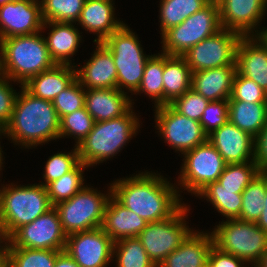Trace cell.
<instances>
[{
    "mask_svg": "<svg viewBox=\"0 0 267 267\" xmlns=\"http://www.w3.org/2000/svg\"><path fill=\"white\" fill-rule=\"evenodd\" d=\"M217 3L222 28L234 31L241 36L259 34L260 31L255 30V27L266 14L267 0H218Z\"/></svg>",
    "mask_w": 267,
    "mask_h": 267,
    "instance_id": "e0dca14e",
    "label": "cell"
},
{
    "mask_svg": "<svg viewBox=\"0 0 267 267\" xmlns=\"http://www.w3.org/2000/svg\"><path fill=\"white\" fill-rule=\"evenodd\" d=\"M228 105V99L210 101L207 104L200 119L202 129L207 136L229 120Z\"/></svg>",
    "mask_w": 267,
    "mask_h": 267,
    "instance_id": "ee69618b",
    "label": "cell"
},
{
    "mask_svg": "<svg viewBox=\"0 0 267 267\" xmlns=\"http://www.w3.org/2000/svg\"><path fill=\"white\" fill-rule=\"evenodd\" d=\"M193 231L157 267H208L213 237L210 232Z\"/></svg>",
    "mask_w": 267,
    "mask_h": 267,
    "instance_id": "7402d4cb",
    "label": "cell"
},
{
    "mask_svg": "<svg viewBox=\"0 0 267 267\" xmlns=\"http://www.w3.org/2000/svg\"><path fill=\"white\" fill-rule=\"evenodd\" d=\"M5 243V245L3 244V246H1L2 243ZM8 242V238L6 237L3 228H2V224H1V220H0V248H6V244Z\"/></svg>",
    "mask_w": 267,
    "mask_h": 267,
    "instance_id": "f907efd6",
    "label": "cell"
},
{
    "mask_svg": "<svg viewBox=\"0 0 267 267\" xmlns=\"http://www.w3.org/2000/svg\"><path fill=\"white\" fill-rule=\"evenodd\" d=\"M54 267H80L65 251H60L56 256Z\"/></svg>",
    "mask_w": 267,
    "mask_h": 267,
    "instance_id": "c3c4849f",
    "label": "cell"
},
{
    "mask_svg": "<svg viewBox=\"0 0 267 267\" xmlns=\"http://www.w3.org/2000/svg\"><path fill=\"white\" fill-rule=\"evenodd\" d=\"M43 23L38 0H16L0 6V40L41 32Z\"/></svg>",
    "mask_w": 267,
    "mask_h": 267,
    "instance_id": "2e32d148",
    "label": "cell"
},
{
    "mask_svg": "<svg viewBox=\"0 0 267 267\" xmlns=\"http://www.w3.org/2000/svg\"><path fill=\"white\" fill-rule=\"evenodd\" d=\"M10 81L12 82L8 77L3 75L0 77V126L3 129L10 121L18 94L11 87Z\"/></svg>",
    "mask_w": 267,
    "mask_h": 267,
    "instance_id": "f6af8a7d",
    "label": "cell"
},
{
    "mask_svg": "<svg viewBox=\"0 0 267 267\" xmlns=\"http://www.w3.org/2000/svg\"><path fill=\"white\" fill-rule=\"evenodd\" d=\"M214 246L253 266L267 251V232L255 222L227 219L211 232Z\"/></svg>",
    "mask_w": 267,
    "mask_h": 267,
    "instance_id": "52a82bcc",
    "label": "cell"
},
{
    "mask_svg": "<svg viewBox=\"0 0 267 267\" xmlns=\"http://www.w3.org/2000/svg\"><path fill=\"white\" fill-rule=\"evenodd\" d=\"M152 55L145 66L143 77L138 89L134 92L145 93L155 102V108L164 105L163 87V53Z\"/></svg>",
    "mask_w": 267,
    "mask_h": 267,
    "instance_id": "d6a6232c",
    "label": "cell"
},
{
    "mask_svg": "<svg viewBox=\"0 0 267 267\" xmlns=\"http://www.w3.org/2000/svg\"><path fill=\"white\" fill-rule=\"evenodd\" d=\"M139 123L133 107L121 117L95 122L87 137L77 146L80 162L91 167L116 156L138 132Z\"/></svg>",
    "mask_w": 267,
    "mask_h": 267,
    "instance_id": "277c9868",
    "label": "cell"
},
{
    "mask_svg": "<svg viewBox=\"0 0 267 267\" xmlns=\"http://www.w3.org/2000/svg\"><path fill=\"white\" fill-rule=\"evenodd\" d=\"M147 223L111 196L105 209L102 229L116 242L123 238L138 237Z\"/></svg>",
    "mask_w": 267,
    "mask_h": 267,
    "instance_id": "cb8c5ba5",
    "label": "cell"
},
{
    "mask_svg": "<svg viewBox=\"0 0 267 267\" xmlns=\"http://www.w3.org/2000/svg\"><path fill=\"white\" fill-rule=\"evenodd\" d=\"M110 185L112 196L148 223L170 218L184 205L179 199V187L153 172L120 178Z\"/></svg>",
    "mask_w": 267,
    "mask_h": 267,
    "instance_id": "6da1fadb",
    "label": "cell"
},
{
    "mask_svg": "<svg viewBox=\"0 0 267 267\" xmlns=\"http://www.w3.org/2000/svg\"><path fill=\"white\" fill-rule=\"evenodd\" d=\"M114 241L102 227L67 235L65 251L80 267H107Z\"/></svg>",
    "mask_w": 267,
    "mask_h": 267,
    "instance_id": "9a60e30c",
    "label": "cell"
},
{
    "mask_svg": "<svg viewBox=\"0 0 267 267\" xmlns=\"http://www.w3.org/2000/svg\"><path fill=\"white\" fill-rule=\"evenodd\" d=\"M88 166L80 162L72 171L68 172L58 180L50 182L46 186L48 197L52 206L71 199L85 185L83 183V169Z\"/></svg>",
    "mask_w": 267,
    "mask_h": 267,
    "instance_id": "d590c367",
    "label": "cell"
},
{
    "mask_svg": "<svg viewBox=\"0 0 267 267\" xmlns=\"http://www.w3.org/2000/svg\"><path fill=\"white\" fill-rule=\"evenodd\" d=\"M262 30V31H261ZM259 34L257 35L261 41L267 46V28L261 29Z\"/></svg>",
    "mask_w": 267,
    "mask_h": 267,
    "instance_id": "f5cc1de1",
    "label": "cell"
},
{
    "mask_svg": "<svg viewBox=\"0 0 267 267\" xmlns=\"http://www.w3.org/2000/svg\"><path fill=\"white\" fill-rule=\"evenodd\" d=\"M6 264V248H0V267Z\"/></svg>",
    "mask_w": 267,
    "mask_h": 267,
    "instance_id": "db71d44e",
    "label": "cell"
},
{
    "mask_svg": "<svg viewBox=\"0 0 267 267\" xmlns=\"http://www.w3.org/2000/svg\"><path fill=\"white\" fill-rule=\"evenodd\" d=\"M183 157L178 185L195 196L208 184L218 181L227 164L208 140L184 152Z\"/></svg>",
    "mask_w": 267,
    "mask_h": 267,
    "instance_id": "8fae6325",
    "label": "cell"
},
{
    "mask_svg": "<svg viewBox=\"0 0 267 267\" xmlns=\"http://www.w3.org/2000/svg\"><path fill=\"white\" fill-rule=\"evenodd\" d=\"M59 119L85 107V88L75 79L52 101Z\"/></svg>",
    "mask_w": 267,
    "mask_h": 267,
    "instance_id": "ab89813d",
    "label": "cell"
},
{
    "mask_svg": "<svg viewBox=\"0 0 267 267\" xmlns=\"http://www.w3.org/2000/svg\"><path fill=\"white\" fill-rule=\"evenodd\" d=\"M137 35L124 24L101 42L112 54L117 70V88L135 92L142 80L148 59L152 55L143 53ZM123 88V89H122Z\"/></svg>",
    "mask_w": 267,
    "mask_h": 267,
    "instance_id": "8992f818",
    "label": "cell"
},
{
    "mask_svg": "<svg viewBox=\"0 0 267 267\" xmlns=\"http://www.w3.org/2000/svg\"><path fill=\"white\" fill-rule=\"evenodd\" d=\"M107 194L84 186L71 199L55 205L63 231L69 235L102 227L107 203L112 196L111 185Z\"/></svg>",
    "mask_w": 267,
    "mask_h": 267,
    "instance_id": "ba28073f",
    "label": "cell"
},
{
    "mask_svg": "<svg viewBox=\"0 0 267 267\" xmlns=\"http://www.w3.org/2000/svg\"><path fill=\"white\" fill-rule=\"evenodd\" d=\"M18 94L10 121L3 129L4 136L28 149L60 139V119L53 103L35 97L23 86Z\"/></svg>",
    "mask_w": 267,
    "mask_h": 267,
    "instance_id": "7a4b0ae2",
    "label": "cell"
},
{
    "mask_svg": "<svg viewBox=\"0 0 267 267\" xmlns=\"http://www.w3.org/2000/svg\"><path fill=\"white\" fill-rule=\"evenodd\" d=\"M94 123L93 117L85 107L76 110L60 118V138L74 136L75 146H78L92 130Z\"/></svg>",
    "mask_w": 267,
    "mask_h": 267,
    "instance_id": "f35d334b",
    "label": "cell"
},
{
    "mask_svg": "<svg viewBox=\"0 0 267 267\" xmlns=\"http://www.w3.org/2000/svg\"><path fill=\"white\" fill-rule=\"evenodd\" d=\"M70 153H56L49 157L44 168L43 178L45 183L41 184L47 186L50 182L58 180L68 172L72 171L79 163V154L77 146L73 147Z\"/></svg>",
    "mask_w": 267,
    "mask_h": 267,
    "instance_id": "60d3db41",
    "label": "cell"
},
{
    "mask_svg": "<svg viewBox=\"0 0 267 267\" xmlns=\"http://www.w3.org/2000/svg\"><path fill=\"white\" fill-rule=\"evenodd\" d=\"M2 152H3V151H2V148H1V146H0V171L2 170L1 167H2V164H3V162H2V161H3Z\"/></svg>",
    "mask_w": 267,
    "mask_h": 267,
    "instance_id": "11a10c76",
    "label": "cell"
},
{
    "mask_svg": "<svg viewBox=\"0 0 267 267\" xmlns=\"http://www.w3.org/2000/svg\"><path fill=\"white\" fill-rule=\"evenodd\" d=\"M112 257L113 260L116 257L117 267H157L137 237L123 238L114 242Z\"/></svg>",
    "mask_w": 267,
    "mask_h": 267,
    "instance_id": "836d02e7",
    "label": "cell"
},
{
    "mask_svg": "<svg viewBox=\"0 0 267 267\" xmlns=\"http://www.w3.org/2000/svg\"><path fill=\"white\" fill-rule=\"evenodd\" d=\"M2 76V71H1V52H0V77Z\"/></svg>",
    "mask_w": 267,
    "mask_h": 267,
    "instance_id": "6f0895ef",
    "label": "cell"
},
{
    "mask_svg": "<svg viewBox=\"0 0 267 267\" xmlns=\"http://www.w3.org/2000/svg\"><path fill=\"white\" fill-rule=\"evenodd\" d=\"M241 37L234 31L222 28L214 35L192 46L182 56L192 73L236 65V49Z\"/></svg>",
    "mask_w": 267,
    "mask_h": 267,
    "instance_id": "7c38bea8",
    "label": "cell"
},
{
    "mask_svg": "<svg viewBox=\"0 0 267 267\" xmlns=\"http://www.w3.org/2000/svg\"><path fill=\"white\" fill-rule=\"evenodd\" d=\"M2 133V134H1ZM4 132H3V128L0 126V136L3 135Z\"/></svg>",
    "mask_w": 267,
    "mask_h": 267,
    "instance_id": "680465c9",
    "label": "cell"
},
{
    "mask_svg": "<svg viewBox=\"0 0 267 267\" xmlns=\"http://www.w3.org/2000/svg\"><path fill=\"white\" fill-rule=\"evenodd\" d=\"M66 240L67 234L63 231L58 212L53 206L30 224L18 228L8 238L6 247L63 251Z\"/></svg>",
    "mask_w": 267,
    "mask_h": 267,
    "instance_id": "4fadbf2b",
    "label": "cell"
},
{
    "mask_svg": "<svg viewBox=\"0 0 267 267\" xmlns=\"http://www.w3.org/2000/svg\"><path fill=\"white\" fill-rule=\"evenodd\" d=\"M244 264L246 262L243 259L225 253L216 246L212 247L208 258V267H244Z\"/></svg>",
    "mask_w": 267,
    "mask_h": 267,
    "instance_id": "bcb514c9",
    "label": "cell"
},
{
    "mask_svg": "<svg viewBox=\"0 0 267 267\" xmlns=\"http://www.w3.org/2000/svg\"><path fill=\"white\" fill-rule=\"evenodd\" d=\"M126 94L118 88L85 89V108L95 122L121 117L133 106Z\"/></svg>",
    "mask_w": 267,
    "mask_h": 267,
    "instance_id": "44dd1931",
    "label": "cell"
},
{
    "mask_svg": "<svg viewBox=\"0 0 267 267\" xmlns=\"http://www.w3.org/2000/svg\"><path fill=\"white\" fill-rule=\"evenodd\" d=\"M40 32L0 40L1 71L21 86L30 78L53 68L44 36Z\"/></svg>",
    "mask_w": 267,
    "mask_h": 267,
    "instance_id": "3957f363",
    "label": "cell"
},
{
    "mask_svg": "<svg viewBox=\"0 0 267 267\" xmlns=\"http://www.w3.org/2000/svg\"><path fill=\"white\" fill-rule=\"evenodd\" d=\"M191 76L183 56L163 53L164 105L172 103L191 88Z\"/></svg>",
    "mask_w": 267,
    "mask_h": 267,
    "instance_id": "83f0119b",
    "label": "cell"
},
{
    "mask_svg": "<svg viewBox=\"0 0 267 267\" xmlns=\"http://www.w3.org/2000/svg\"><path fill=\"white\" fill-rule=\"evenodd\" d=\"M60 251L6 247V264L9 267H54Z\"/></svg>",
    "mask_w": 267,
    "mask_h": 267,
    "instance_id": "e575fe53",
    "label": "cell"
},
{
    "mask_svg": "<svg viewBox=\"0 0 267 267\" xmlns=\"http://www.w3.org/2000/svg\"><path fill=\"white\" fill-rule=\"evenodd\" d=\"M76 70V79L85 89L117 88V70L111 52L100 42L85 65Z\"/></svg>",
    "mask_w": 267,
    "mask_h": 267,
    "instance_id": "ffe728a7",
    "label": "cell"
},
{
    "mask_svg": "<svg viewBox=\"0 0 267 267\" xmlns=\"http://www.w3.org/2000/svg\"><path fill=\"white\" fill-rule=\"evenodd\" d=\"M47 25L52 27L49 36L44 37L51 59L58 65H72L69 59L76 54L82 38L79 30L66 22H44L41 30Z\"/></svg>",
    "mask_w": 267,
    "mask_h": 267,
    "instance_id": "484cf974",
    "label": "cell"
},
{
    "mask_svg": "<svg viewBox=\"0 0 267 267\" xmlns=\"http://www.w3.org/2000/svg\"><path fill=\"white\" fill-rule=\"evenodd\" d=\"M228 118L233 125L255 138L267 124V103L229 100Z\"/></svg>",
    "mask_w": 267,
    "mask_h": 267,
    "instance_id": "f1b7e54d",
    "label": "cell"
},
{
    "mask_svg": "<svg viewBox=\"0 0 267 267\" xmlns=\"http://www.w3.org/2000/svg\"><path fill=\"white\" fill-rule=\"evenodd\" d=\"M188 208L184 204L170 218L147 223L146 227L138 235L137 238L141 241L149 258L156 266L176 250L192 231L185 221L189 211Z\"/></svg>",
    "mask_w": 267,
    "mask_h": 267,
    "instance_id": "30bf717a",
    "label": "cell"
},
{
    "mask_svg": "<svg viewBox=\"0 0 267 267\" xmlns=\"http://www.w3.org/2000/svg\"><path fill=\"white\" fill-rule=\"evenodd\" d=\"M255 267H267V251L262 255L261 259L255 264Z\"/></svg>",
    "mask_w": 267,
    "mask_h": 267,
    "instance_id": "816d5d0a",
    "label": "cell"
},
{
    "mask_svg": "<svg viewBox=\"0 0 267 267\" xmlns=\"http://www.w3.org/2000/svg\"><path fill=\"white\" fill-rule=\"evenodd\" d=\"M12 1H16V0H0V6H3L4 4L8 2H12Z\"/></svg>",
    "mask_w": 267,
    "mask_h": 267,
    "instance_id": "9f6ffc18",
    "label": "cell"
},
{
    "mask_svg": "<svg viewBox=\"0 0 267 267\" xmlns=\"http://www.w3.org/2000/svg\"><path fill=\"white\" fill-rule=\"evenodd\" d=\"M221 27L219 5L209 2L204 8L186 18L162 35V53L182 56L192 46L217 33Z\"/></svg>",
    "mask_w": 267,
    "mask_h": 267,
    "instance_id": "9c48e42d",
    "label": "cell"
},
{
    "mask_svg": "<svg viewBox=\"0 0 267 267\" xmlns=\"http://www.w3.org/2000/svg\"><path fill=\"white\" fill-rule=\"evenodd\" d=\"M227 164L254 161L255 138L229 120L207 136Z\"/></svg>",
    "mask_w": 267,
    "mask_h": 267,
    "instance_id": "ac0fdd59",
    "label": "cell"
},
{
    "mask_svg": "<svg viewBox=\"0 0 267 267\" xmlns=\"http://www.w3.org/2000/svg\"><path fill=\"white\" fill-rule=\"evenodd\" d=\"M228 100H242L253 103L266 102V91L255 81L240 75L236 71L231 97Z\"/></svg>",
    "mask_w": 267,
    "mask_h": 267,
    "instance_id": "b9f144b4",
    "label": "cell"
},
{
    "mask_svg": "<svg viewBox=\"0 0 267 267\" xmlns=\"http://www.w3.org/2000/svg\"><path fill=\"white\" fill-rule=\"evenodd\" d=\"M76 65H58L30 78L22 86L35 97L53 101L76 79Z\"/></svg>",
    "mask_w": 267,
    "mask_h": 267,
    "instance_id": "4316f807",
    "label": "cell"
},
{
    "mask_svg": "<svg viewBox=\"0 0 267 267\" xmlns=\"http://www.w3.org/2000/svg\"><path fill=\"white\" fill-rule=\"evenodd\" d=\"M85 0H41L44 22L75 23L79 20Z\"/></svg>",
    "mask_w": 267,
    "mask_h": 267,
    "instance_id": "8d00e7d4",
    "label": "cell"
},
{
    "mask_svg": "<svg viewBox=\"0 0 267 267\" xmlns=\"http://www.w3.org/2000/svg\"><path fill=\"white\" fill-rule=\"evenodd\" d=\"M260 172L255 161L226 164L217 182L222 188L237 189V193H242Z\"/></svg>",
    "mask_w": 267,
    "mask_h": 267,
    "instance_id": "74e56055",
    "label": "cell"
},
{
    "mask_svg": "<svg viewBox=\"0 0 267 267\" xmlns=\"http://www.w3.org/2000/svg\"><path fill=\"white\" fill-rule=\"evenodd\" d=\"M52 207L46 187L42 184H6L0 189V220L7 238Z\"/></svg>",
    "mask_w": 267,
    "mask_h": 267,
    "instance_id": "5b68a950",
    "label": "cell"
},
{
    "mask_svg": "<svg viewBox=\"0 0 267 267\" xmlns=\"http://www.w3.org/2000/svg\"><path fill=\"white\" fill-rule=\"evenodd\" d=\"M267 191V172H260L242 192L239 220L257 222L263 212Z\"/></svg>",
    "mask_w": 267,
    "mask_h": 267,
    "instance_id": "1f68e13d",
    "label": "cell"
},
{
    "mask_svg": "<svg viewBox=\"0 0 267 267\" xmlns=\"http://www.w3.org/2000/svg\"><path fill=\"white\" fill-rule=\"evenodd\" d=\"M264 209L260 215V218L257 220L256 224L264 231L267 232V191L265 201L263 203Z\"/></svg>",
    "mask_w": 267,
    "mask_h": 267,
    "instance_id": "681fc988",
    "label": "cell"
},
{
    "mask_svg": "<svg viewBox=\"0 0 267 267\" xmlns=\"http://www.w3.org/2000/svg\"><path fill=\"white\" fill-rule=\"evenodd\" d=\"M209 101L190 88L182 96L176 98L170 105L180 114L200 122L204 109Z\"/></svg>",
    "mask_w": 267,
    "mask_h": 267,
    "instance_id": "7bdbcfd3",
    "label": "cell"
},
{
    "mask_svg": "<svg viewBox=\"0 0 267 267\" xmlns=\"http://www.w3.org/2000/svg\"><path fill=\"white\" fill-rule=\"evenodd\" d=\"M254 161L261 172H267V124L255 137Z\"/></svg>",
    "mask_w": 267,
    "mask_h": 267,
    "instance_id": "7dc6e473",
    "label": "cell"
},
{
    "mask_svg": "<svg viewBox=\"0 0 267 267\" xmlns=\"http://www.w3.org/2000/svg\"><path fill=\"white\" fill-rule=\"evenodd\" d=\"M196 196L207 198L215 209L227 219H238L242 206V193L237 189L222 188L217 182H212L204 187Z\"/></svg>",
    "mask_w": 267,
    "mask_h": 267,
    "instance_id": "f546056e",
    "label": "cell"
},
{
    "mask_svg": "<svg viewBox=\"0 0 267 267\" xmlns=\"http://www.w3.org/2000/svg\"><path fill=\"white\" fill-rule=\"evenodd\" d=\"M155 122L160 136L181 154L207 140L200 122L180 114L170 104L156 107Z\"/></svg>",
    "mask_w": 267,
    "mask_h": 267,
    "instance_id": "5bb4252c",
    "label": "cell"
},
{
    "mask_svg": "<svg viewBox=\"0 0 267 267\" xmlns=\"http://www.w3.org/2000/svg\"><path fill=\"white\" fill-rule=\"evenodd\" d=\"M208 0H161L160 29L162 35L168 29L181 24L186 18L204 8Z\"/></svg>",
    "mask_w": 267,
    "mask_h": 267,
    "instance_id": "4dcf8cb0",
    "label": "cell"
},
{
    "mask_svg": "<svg viewBox=\"0 0 267 267\" xmlns=\"http://www.w3.org/2000/svg\"><path fill=\"white\" fill-rule=\"evenodd\" d=\"M235 74L236 65L197 71L192 73L191 88L209 102L229 99Z\"/></svg>",
    "mask_w": 267,
    "mask_h": 267,
    "instance_id": "d4e9b609",
    "label": "cell"
},
{
    "mask_svg": "<svg viewBox=\"0 0 267 267\" xmlns=\"http://www.w3.org/2000/svg\"><path fill=\"white\" fill-rule=\"evenodd\" d=\"M236 71L267 91V46L258 36H242L236 49Z\"/></svg>",
    "mask_w": 267,
    "mask_h": 267,
    "instance_id": "d6986e66",
    "label": "cell"
},
{
    "mask_svg": "<svg viewBox=\"0 0 267 267\" xmlns=\"http://www.w3.org/2000/svg\"><path fill=\"white\" fill-rule=\"evenodd\" d=\"M113 0H85L79 20L82 27L96 33L93 42H103L109 35L121 28L125 23L115 18ZM116 19V20H115Z\"/></svg>",
    "mask_w": 267,
    "mask_h": 267,
    "instance_id": "603a6c76",
    "label": "cell"
}]
</instances>
